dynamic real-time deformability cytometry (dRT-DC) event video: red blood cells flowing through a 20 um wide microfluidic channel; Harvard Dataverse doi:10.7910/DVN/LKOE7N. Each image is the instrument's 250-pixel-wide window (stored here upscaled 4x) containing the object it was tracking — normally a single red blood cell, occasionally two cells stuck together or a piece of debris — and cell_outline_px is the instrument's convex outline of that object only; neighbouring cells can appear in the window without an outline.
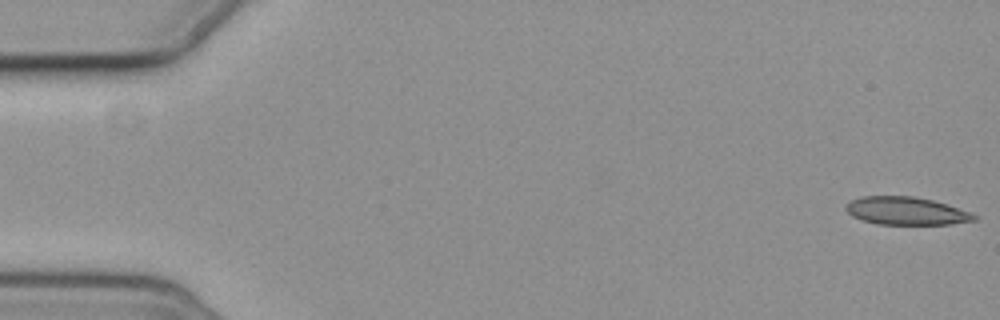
{"species": "common noctule bat (a hibernating species)", "species_latin": "Nyctalus noctula", "temperature_condition": "cold", "stored_images_in_passage": 10, "camera_frame_rate_fps": 3000, "um_per_image_px": 0.085, "animal": {"sex": "female", "body_mass_g": 19.3, "forearm_length_mm": 54.1}, "frame": {"image": 1, "passage_image": 1, "time_ms": 0.0, "image_size_px": [1000, 320], "cell_outline_px": [[980, 216], [976, 220], [952, 224], [876, 224], [860, 220], [852, 216], [844, 208], [852, 200], [860, 196], [912, 196], [932, 200], [972, 212]], "centroid_in_image_um": [77.04, 17.93], "position_along_channel_um": 8.0, "area_um2": 20.92}}
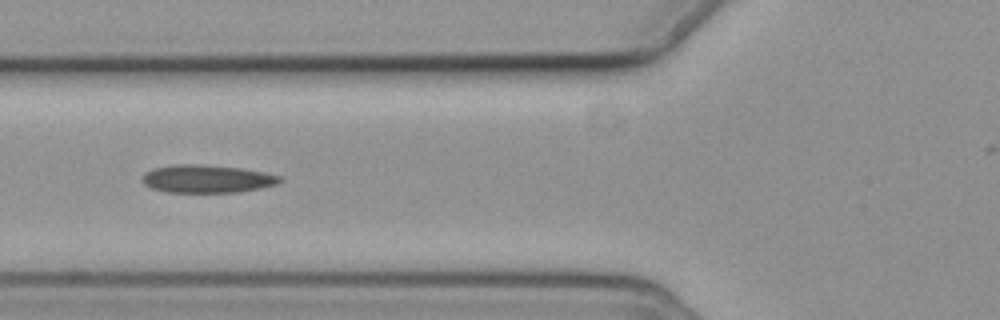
{"frame": {"image": 2, "passage_image": 6, "time_ms": 7.0, "image_size_px": [1000, 320], "cell_outline_px": [[284, 180], [276, 184], [260, 188], [236, 192], [168, 192], [152, 188], [144, 184], [144, 172], [152, 168], [176, 164], [200, 164], [240, 168], [264, 172], [280, 176]], "centroid_in_image_um": [17.6, 15.19], "position_along_channel_um": 108.2, "area_um2": 22.25}}
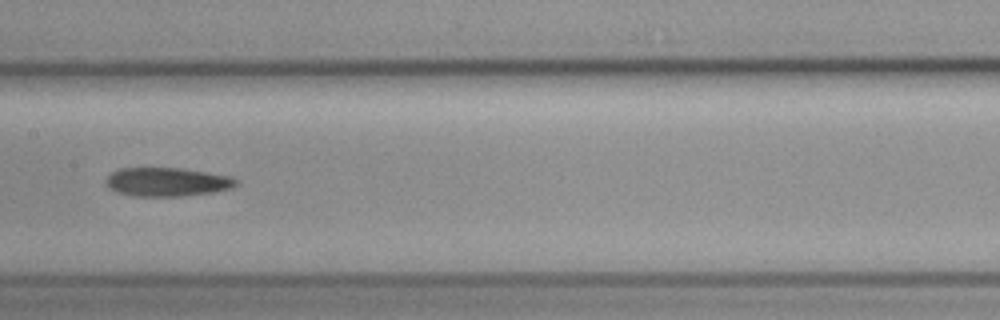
{"frame": {"image": 3, "passage_image": 8, "time_ms": 9.333, "image_size_px": [1000, 320], "cell_outline_px": [[236, 184], [232, 188], [212, 192], [184, 196], [136, 196], [116, 192], [108, 188], [104, 184], [104, 180], [112, 172], [120, 168], [180, 168], [228, 176], [236, 180]], "centroid_in_image_um": [14.12, 15.47], "position_along_channel_um": 193.3, "area_um2": 21.68}}